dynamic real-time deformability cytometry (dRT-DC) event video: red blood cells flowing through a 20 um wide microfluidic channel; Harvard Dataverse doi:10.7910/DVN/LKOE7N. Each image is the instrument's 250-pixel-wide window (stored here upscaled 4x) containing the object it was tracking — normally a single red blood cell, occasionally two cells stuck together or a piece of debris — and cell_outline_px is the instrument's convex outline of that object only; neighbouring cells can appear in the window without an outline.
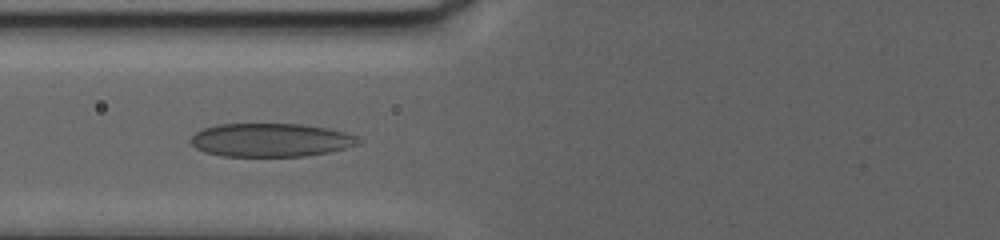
{"species": "human", "species_latin": "Homo sapiens", "temperature_condition": "warm", "stored_images_in_passage": 80, "camera_frame_rate_fps": 3000, "um_per_image_px": 0.085, "donor": {"sex": "female"}, "frame": {"image": 1, "passage_image": 27, "time_ms": 8.667, "image_size_px": [1000, 240], "cell_outline_px": [[360, 144], [328, 152], [304, 156], [224, 156], [204, 152], [196, 148], [192, 144], [192, 136], [196, 132], [204, 128], [216, 124], [300, 124], [328, 128], [344, 132], [356, 136], [360, 140]], "centroid_in_image_um": [23.01, 11.9], "position_along_channel_um": 102.8, "area_um2": 32.54}}
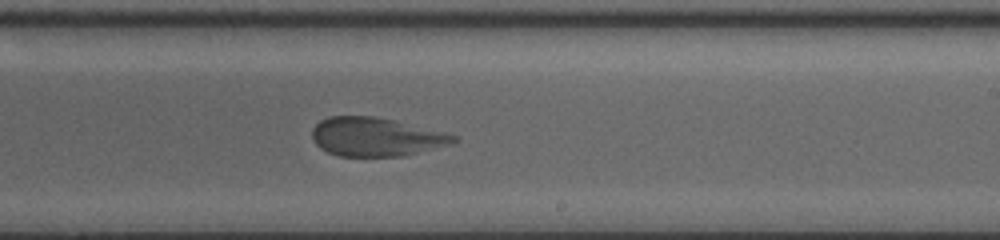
{"frame": {"image": 2, "passage_image": 48, "time_ms": 15.667, "image_size_px": [1000, 240], "cell_outline_px": [[460, 140], [448, 144], [404, 156], [336, 156], [320, 148], [312, 140], [312, 128], [320, 120], [328, 116], [376, 116], [444, 132], [456, 136]], "centroid_in_image_um": [31.9, 11.63], "position_along_channel_um": 257.1, "area_um2": 31.79}}
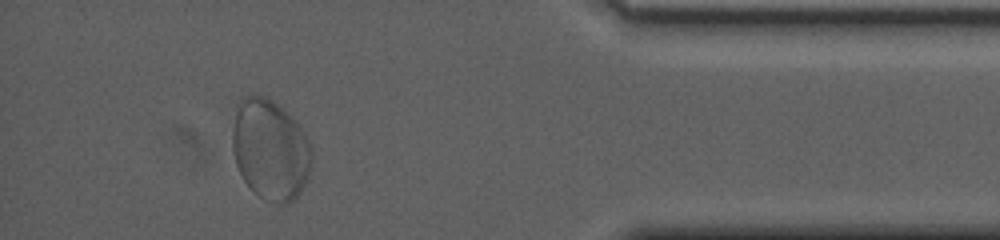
{"frame": {"image": 3, "passage_image": 73, "time_ms": 24.0, "image_size_px": [1000, 240], "cell_outline_px": [[312, 160], [308, 176], [300, 192], [288, 204], [276, 204], [260, 196], [244, 180], [236, 164], [232, 148], [232, 128], [236, 112], [240, 100], [248, 96], [264, 96], [272, 100], [296, 120], [304, 132], [308, 140], [312, 152]], "centroid_in_image_um": [22.98, 12.72], "position_along_channel_um": 412.2, "area_um2": 46.18}}